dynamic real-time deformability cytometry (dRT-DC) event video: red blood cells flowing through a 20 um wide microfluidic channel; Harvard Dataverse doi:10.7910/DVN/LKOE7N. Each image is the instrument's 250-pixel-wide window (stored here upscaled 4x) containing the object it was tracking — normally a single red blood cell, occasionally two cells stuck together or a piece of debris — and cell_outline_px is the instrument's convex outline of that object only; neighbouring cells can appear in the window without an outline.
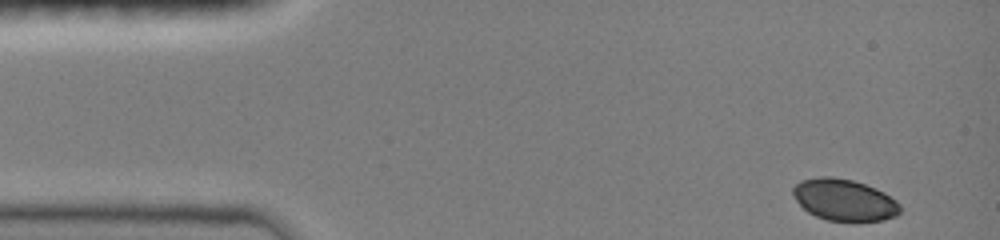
{"species": "common noctule bat (a hibernating species)", "species_latin": "Nyctalus noctula", "temperature_condition": "room temperature", "stored_images_in_passage": 13, "camera_frame_rate_fps": 3000, "um_per_image_px": 0.085, "animal": {"sex": "female", "body_mass_g": 19.0, "forearm_length_mm": 51.5}, "frame": {"image": 1, "passage_image": 1, "time_ms": 0.0, "image_size_px": [1000, 240], "cell_outline_px": [[900, 212], [896, 216], [884, 220], [828, 220], [816, 216], [808, 212], [792, 196], [792, 188], [800, 180], [820, 176], [832, 176], [852, 180], [876, 188], [884, 192], [896, 200], [900, 204]], "centroid_in_image_um": [71.75, 16.97], "position_along_channel_um": 13.3, "area_um2": 25.89}}
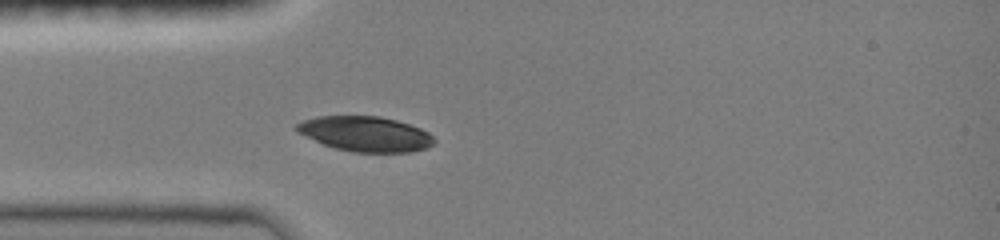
{"frame": {"image": 2, "passage_image": 10, "time_ms": 3.333, "image_size_px": [1000, 240], "cell_outline_px": [[436, 144], [428, 148], [412, 152], [352, 152], [336, 148], [324, 144], [296, 132], [292, 128], [296, 124], [304, 120], [316, 116], [380, 116], [396, 120], [420, 128], [428, 132], [436, 140]], "centroid_in_image_um": [31.07, 11.38], "position_along_channel_um": 53.9, "area_um2": 28.26}}
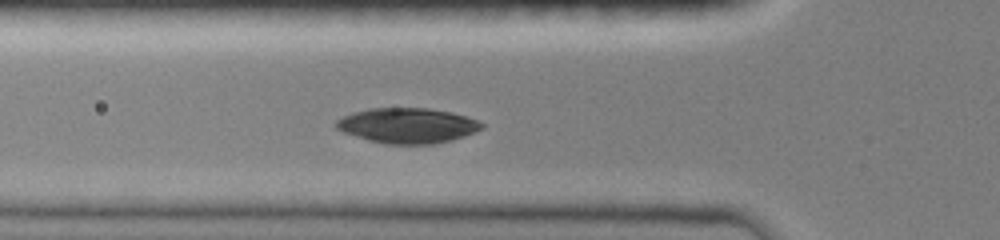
{"frame": {"image": 3, "passage_image": 13, "time_ms": 4.333, "image_size_px": [1000, 240], "cell_outline_px": [[484, 128], [464, 136], [432, 144], [384, 144], [368, 140], [344, 132], [336, 128], [336, 120], [352, 112], [368, 108], [428, 108], [452, 112], [476, 120], [484, 124]], "centroid_in_image_um": [34.62, 10.66], "position_along_channel_um": 91.2, "area_um2": 29.71}}